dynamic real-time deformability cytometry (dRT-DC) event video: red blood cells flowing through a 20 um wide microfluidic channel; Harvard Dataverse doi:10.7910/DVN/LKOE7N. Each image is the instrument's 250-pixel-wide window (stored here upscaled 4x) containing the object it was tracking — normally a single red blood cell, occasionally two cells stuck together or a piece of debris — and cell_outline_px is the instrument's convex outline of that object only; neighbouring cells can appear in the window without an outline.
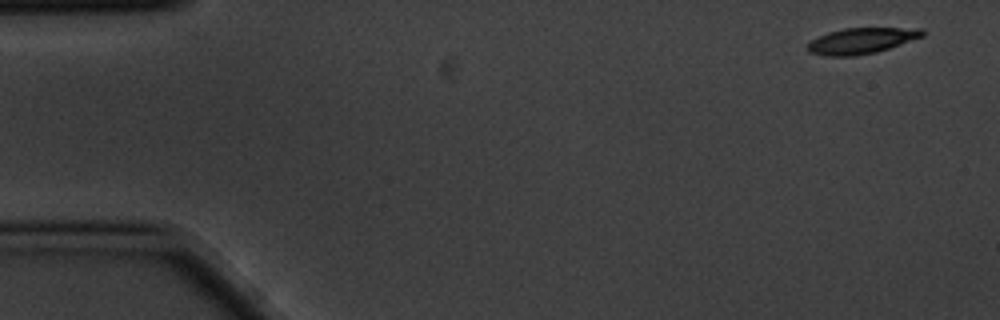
{"species": "common noctule bat (a hibernating species)", "species_latin": "Nyctalus noctula", "temperature_condition": "cold", "stored_images_in_passage": 12, "camera_frame_rate_fps": 3000, "um_per_image_px": 0.085, "animal": {"sex": "male", "body_mass_g": 20.1, "forearm_length_mm": 53.5}, "frame": {"image": 1, "passage_image": 1, "time_ms": 0.0, "image_size_px": [1000, 320], "cell_outline_px": [[924, 36], [876, 52], [856, 56], [824, 56], [808, 52], [808, 44], [812, 40], [828, 32], [844, 28], [924, 28]], "centroid_in_image_um": [73.22, 3.46], "position_along_channel_um": 11.8, "area_um2": 17.22}}
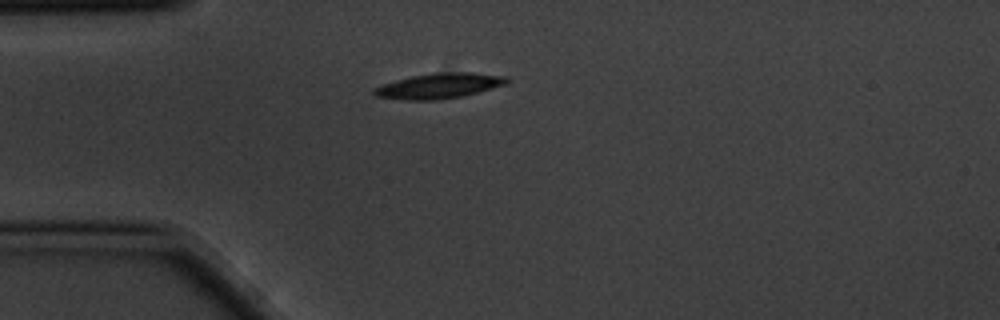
{"frame": {"image": 2, "passage_image": 3, "time_ms": 0.667, "image_size_px": [1000, 320], "cell_outline_px": [[512, 80], [508, 84], [464, 96], [436, 100], [404, 100], [376, 96], [372, 92], [372, 88], [396, 80], [412, 76], [432, 72], [472, 72], [508, 76]], "centroid_in_image_um": [37.39, 7.29], "position_along_channel_um": 47.6, "area_um2": 19.88}}
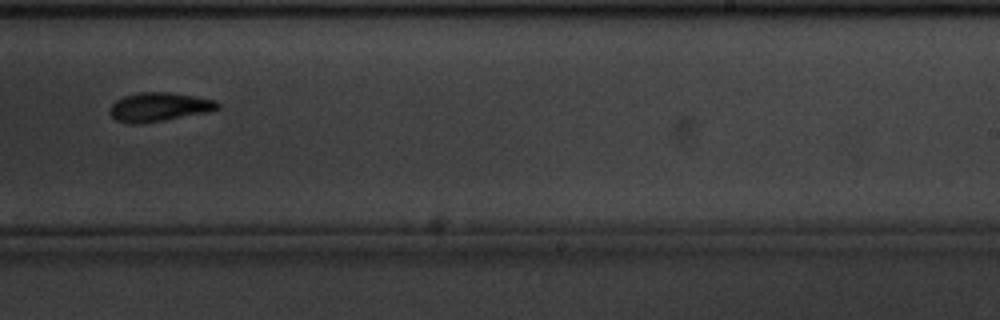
{"frame": {"image": 3, "passage_image": 9, "time_ms": 2.667, "image_size_px": [1000, 320], "cell_outline_px": [[220, 108], [212, 112], [140, 124], [128, 124], [116, 120], [108, 112], [108, 108], [116, 100], [124, 96], [140, 92], [172, 92], [216, 100], [220, 104]], "centroid_in_image_um": [13.53, 9.1], "position_along_channel_um": 275.5, "area_um2": 18.5}}